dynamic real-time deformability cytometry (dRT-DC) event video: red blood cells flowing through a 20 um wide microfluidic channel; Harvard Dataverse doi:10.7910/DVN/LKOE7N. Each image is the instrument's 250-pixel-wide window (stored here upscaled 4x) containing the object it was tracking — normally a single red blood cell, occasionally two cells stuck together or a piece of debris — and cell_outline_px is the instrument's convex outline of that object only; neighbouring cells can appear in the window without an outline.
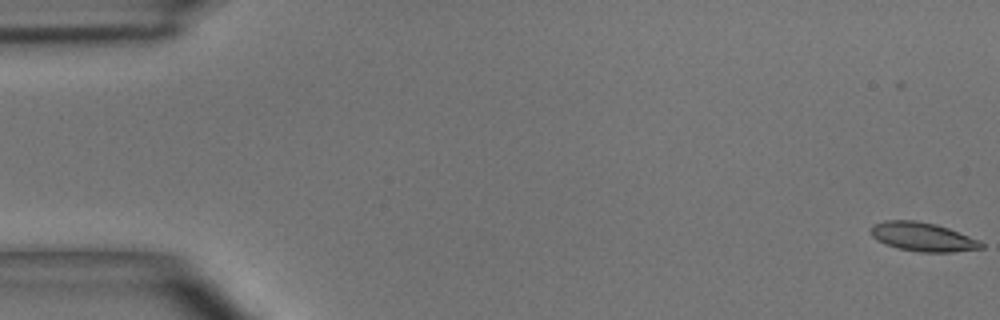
{"species": "common noctule bat (a hibernating species)", "species_latin": "Nyctalus noctula", "temperature_condition": "room temperature", "stored_images_in_passage": 7, "camera_frame_rate_fps": 3000, "um_per_image_px": 0.085, "animal": {"sex": "male", "body_mass_g": 15.6}, "frame": {"image": 1, "passage_image": 1, "time_ms": 0.0, "image_size_px": [1000, 320], "cell_outline_px": [[984, 248], [952, 252], [920, 252], [896, 248], [884, 244], [876, 240], [872, 236], [872, 224], [884, 220], [916, 220], [936, 224], [948, 228], [980, 240], [984, 244]], "centroid_in_image_um": [78.43, 20.13], "position_along_channel_um": 6.6, "area_um2": 18.73}}